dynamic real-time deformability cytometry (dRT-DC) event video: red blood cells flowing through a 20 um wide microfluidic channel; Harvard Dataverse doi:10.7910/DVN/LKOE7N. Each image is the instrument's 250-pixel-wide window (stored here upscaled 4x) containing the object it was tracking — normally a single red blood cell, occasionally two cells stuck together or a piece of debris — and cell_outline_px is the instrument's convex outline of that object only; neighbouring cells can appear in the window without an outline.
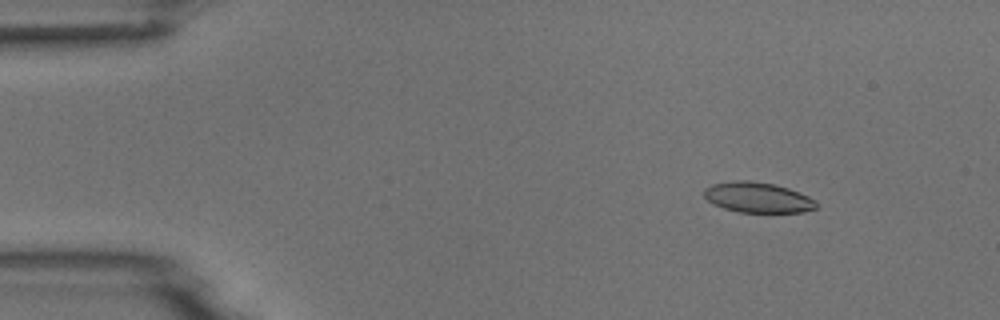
{"species": "common noctule bat (a hibernating species)", "species_latin": "Nyctalus noctula", "temperature_condition": "room temperature", "stored_images_in_passage": 4, "camera_frame_rate_fps": 3000, "um_per_image_px": 0.085, "animal": {"sex": "male", "body_mass_g": 18.8}, "frame": {"image": 1, "passage_image": 1, "time_ms": 0.0, "image_size_px": [1000, 320], "cell_outline_px": [[816, 208], [804, 212], [740, 212], [724, 208], [712, 204], [704, 196], [704, 188], [712, 184], [732, 180], [748, 180], [772, 184], [788, 188], [808, 196], [816, 200]], "centroid_in_image_um": [64.38, 16.78], "position_along_channel_um": 20.6, "area_um2": 19.83}}
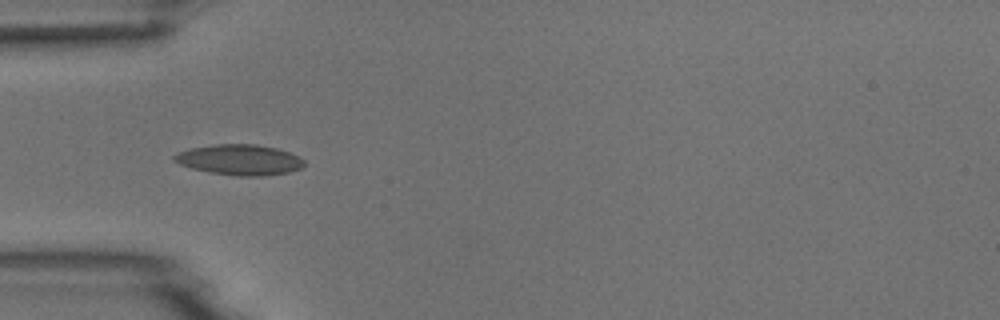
{"frame": {"image": 2, "passage_image": 4, "time_ms": 3.333, "image_size_px": [1000, 320], "cell_outline_px": [[304, 164], [300, 168], [288, 172], [264, 176], [240, 176], [208, 172], [192, 168], [180, 164], [172, 160], [172, 156], [180, 152], [192, 148], [216, 144], [256, 144], [276, 148], [288, 152], [304, 160]], "centroid_in_image_um": [20.35, 13.58], "position_along_channel_um": 64.7, "area_um2": 22.89}}